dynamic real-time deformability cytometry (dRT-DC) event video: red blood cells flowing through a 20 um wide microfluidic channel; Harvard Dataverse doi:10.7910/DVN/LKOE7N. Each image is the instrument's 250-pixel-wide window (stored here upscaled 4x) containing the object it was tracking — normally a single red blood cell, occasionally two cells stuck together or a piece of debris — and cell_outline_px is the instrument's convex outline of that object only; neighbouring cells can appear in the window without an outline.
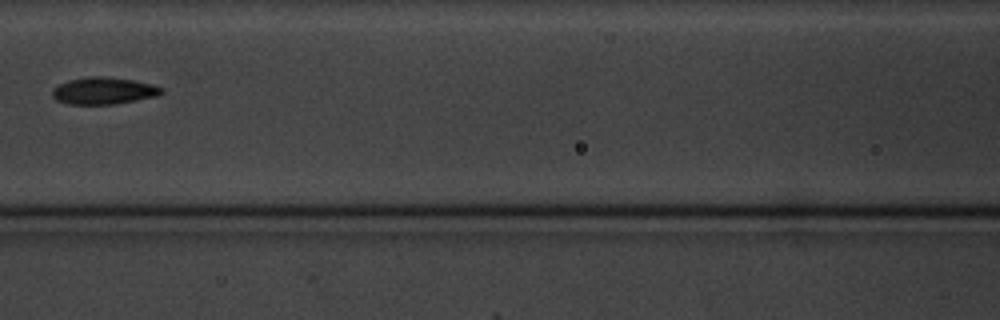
{"species": "common noctule bat (a hibernating species)", "species_latin": "Nyctalus noctula", "temperature_condition": "cold", "stored_images_in_passage": 13, "camera_frame_rate_fps": 3000, "um_per_image_px": 0.085, "animal": {"sex": "male", "body_mass_g": 20.1, "forearm_length_mm": 53.5}, "frame": {"image": 1, "passage_image": 8, "time_ms": 8.0, "image_size_px": [1000, 320], "cell_outline_px": [[164, 92], [156, 96], [116, 104], [68, 104], [56, 100], [52, 96], [52, 88], [68, 80], [88, 76], [104, 76], [132, 80], [152, 84], [164, 88]], "centroid_in_image_um": [8.8, 7.71], "position_along_channel_um": 157.8, "area_um2": 17.22}}
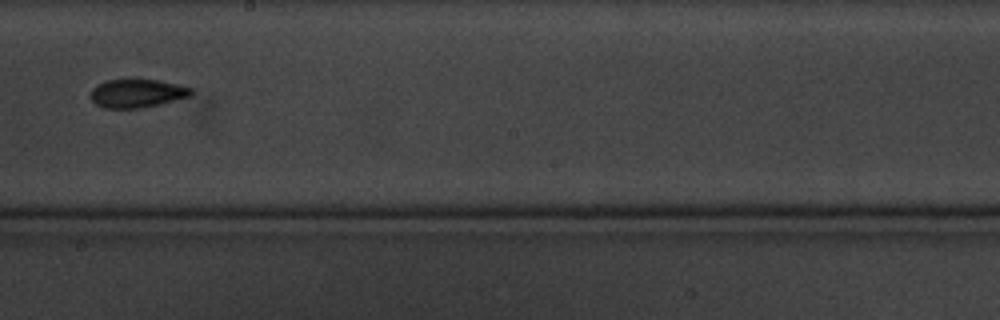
{"frame": {"image": 2, "passage_image": 10, "time_ms": 10.333, "image_size_px": [1000, 320], "cell_outline_px": [[192, 96], [160, 104], [140, 108], [104, 108], [96, 104], [88, 96], [88, 92], [92, 88], [104, 80], [156, 80], [180, 84], [192, 88]], "centroid_in_image_um": [11.63, 7.93], "position_along_channel_um": 236.6, "area_um2": 16.82}}